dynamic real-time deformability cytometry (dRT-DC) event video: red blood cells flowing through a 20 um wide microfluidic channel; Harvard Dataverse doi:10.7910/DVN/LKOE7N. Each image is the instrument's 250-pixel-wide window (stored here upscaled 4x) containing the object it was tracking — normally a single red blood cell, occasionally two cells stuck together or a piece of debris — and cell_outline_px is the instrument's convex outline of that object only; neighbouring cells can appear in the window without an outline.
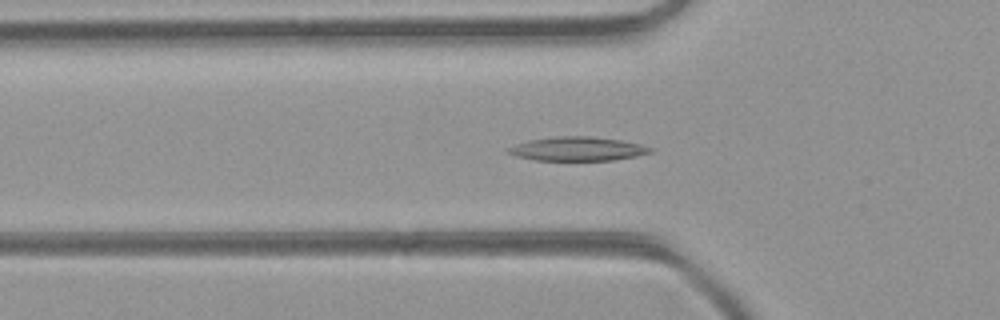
{"species": "common noctule bat (a hibernating species)", "species_latin": "Nyctalus noctula", "temperature_condition": "room temperature", "stored_images_in_passage": 36, "camera_frame_rate_fps": 3000, "um_per_image_px": 0.085, "animal": {"sex": "female", "body_mass_g": 21.9}, "frame": {"image": 1, "passage_image": 4, "time_ms": 1.0, "image_size_px": [1000, 320], "cell_outline_px": [[656, 148], [652, 152], [636, 156], [612, 160], [532, 160], [516, 156], [504, 152], [504, 148], [528, 140], [556, 136], [588, 136], [620, 140], [640, 144]], "centroid_in_image_um": [49.04, 12.65], "position_along_channel_um": 76.8, "area_um2": 20.0}}
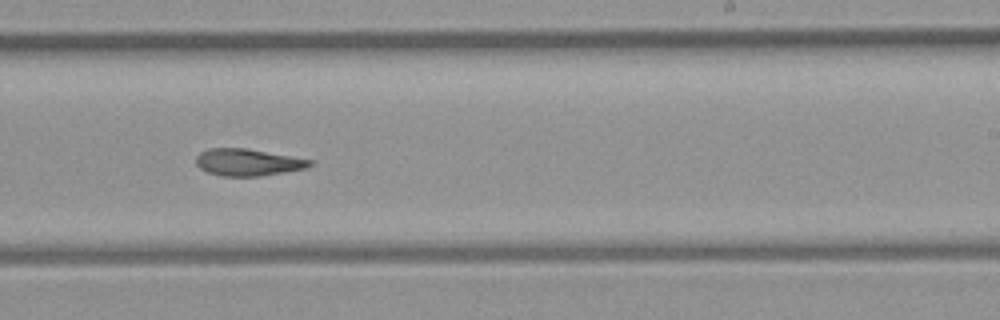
{"frame": {"image": 2, "passage_image": 17, "time_ms": 5.333, "image_size_px": [1000, 320], "cell_outline_px": [[312, 164], [308, 168], [260, 176], [220, 176], [208, 172], [200, 168], [196, 164], [196, 156], [200, 152], [208, 148], [248, 148], [312, 160]], "centroid_in_image_um": [21.05, 13.79], "position_along_channel_um": 268.0, "area_um2": 17.92}}
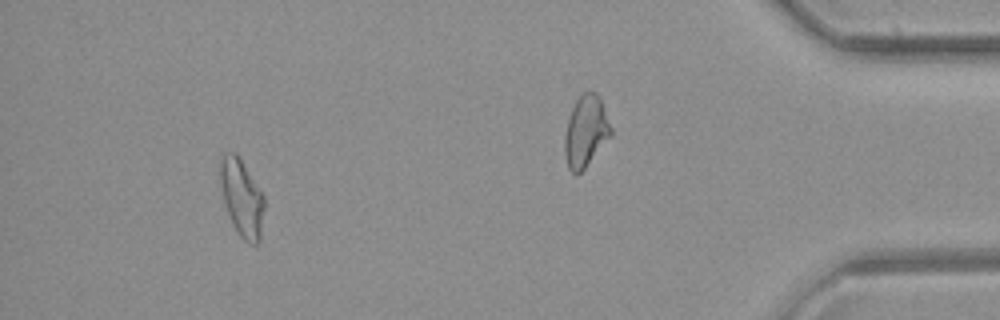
{"frame": {"image": 3, "passage_image": 32, "time_ms": 10.333, "image_size_px": [1000, 320], "cell_outline_px": [[264, 208], [260, 240], [256, 244], [248, 244], [240, 236], [232, 224], [224, 204], [220, 180], [220, 160], [224, 152], [236, 152], [264, 196]], "centroid_in_image_um": [20.54, 16.83], "position_along_channel_um": 414.7, "area_um2": 19.77}, "authors_computed_cell_mechanics": {"area_um2": 18.8717, "velocity_mm_per_s": 4.395, "shape_relaxation_time_tau1_ms": null, "shape_relaxation_time_tau2_ms": 9.3563, "deformation_change_tau1": null, "deformation_change_tau2": 0.184}}